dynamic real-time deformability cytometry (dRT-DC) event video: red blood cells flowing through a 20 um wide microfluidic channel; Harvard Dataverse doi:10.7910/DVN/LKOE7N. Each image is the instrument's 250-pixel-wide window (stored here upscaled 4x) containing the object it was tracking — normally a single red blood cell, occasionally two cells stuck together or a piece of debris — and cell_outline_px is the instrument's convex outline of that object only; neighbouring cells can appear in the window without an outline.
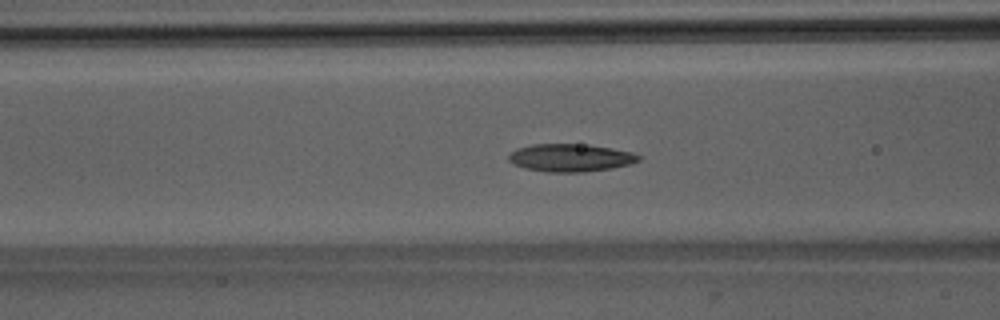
{"species": "Egyptian fruit bat (a non-hibernating species)", "species_latin": "Rousettus aegyptiacus", "temperature_condition": "room temperature", "stored_images_in_passage": 51, "camera_frame_rate_fps": 3000, "um_per_image_px": 0.085, "animal": {"sex": "male"}, "frame": {"image": 1, "passage_image": 20, "time_ms": 6.333, "image_size_px": [1000, 320], "cell_outline_px": [[640, 160], [632, 164], [612, 168], [584, 172], [544, 172], [512, 164], [508, 160], [508, 152], [516, 148], [532, 144], [588, 144], [612, 148], [632, 152], [640, 156]], "centroid_in_image_um": [48.47, 13.4], "position_along_channel_um": 118.1, "area_um2": 21.27}}
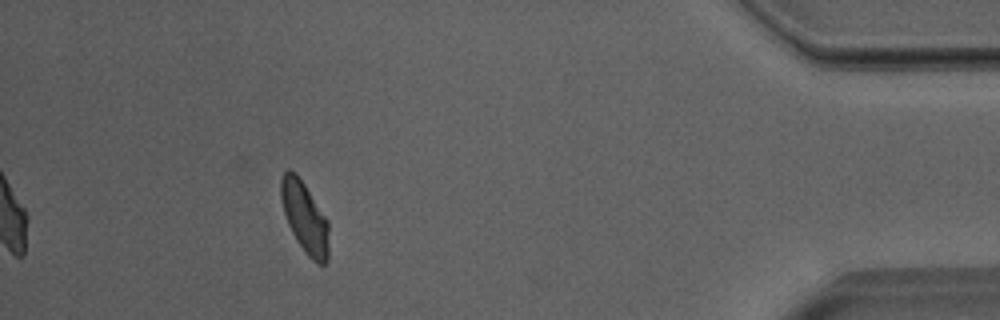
{"frame": {"image": 2, "passage_image": 46, "time_ms": 15.0, "image_size_px": [1000, 320], "cell_outline_px": [[328, 260], [324, 264], [316, 264], [308, 256], [296, 240], [288, 224], [284, 212], [280, 196], [280, 180], [284, 172], [288, 168], [296, 172], [328, 220]], "centroid_in_image_um": [25.89, 18.47], "position_along_channel_um": 409.3, "area_um2": 19.83}, "authors_computed_cell_mechanics": {"area_um2": 20.6346, "velocity_mm_per_s": 3.9819, "shape_relaxation_time_tau1_ms": 7.7717, "shape_relaxation_time_tau2_ms": 2.8077, "deformation_change_tau1": 0.2084, "deformation_change_tau2": 0.092}}